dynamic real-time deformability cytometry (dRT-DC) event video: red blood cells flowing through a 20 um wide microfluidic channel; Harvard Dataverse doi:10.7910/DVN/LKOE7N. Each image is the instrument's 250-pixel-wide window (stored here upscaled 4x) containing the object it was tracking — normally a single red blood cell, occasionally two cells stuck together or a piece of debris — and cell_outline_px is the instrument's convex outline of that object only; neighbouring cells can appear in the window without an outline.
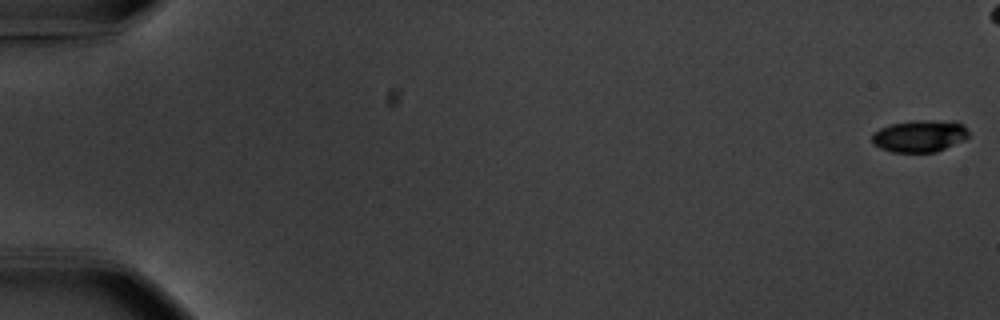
{"species": "common noctule bat (a hibernating species)", "species_latin": "Nyctalus noctula", "temperature_condition": "warm", "stored_images_in_passage": 51, "camera_frame_rate_fps": 3000, "um_per_image_px": 0.085, "animal": {"sex": "male", "body_mass_g": 20.1, "forearm_length_mm": 53.5}, "frame": {"image": 1, "passage_image": 1, "time_ms": 0.0, "image_size_px": [1000, 320], "cell_outline_px": [[968, 136], [964, 140], [936, 152], [892, 152], [880, 148], [872, 144], [872, 132], [880, 128], [892, 124], [912, 120], [956, 120], [964, 124], [968, 132]], "centroid_in_image_um": [78.18, 11.54], "position_along_channel_um": 6.8, "area_um2": 18.32}}
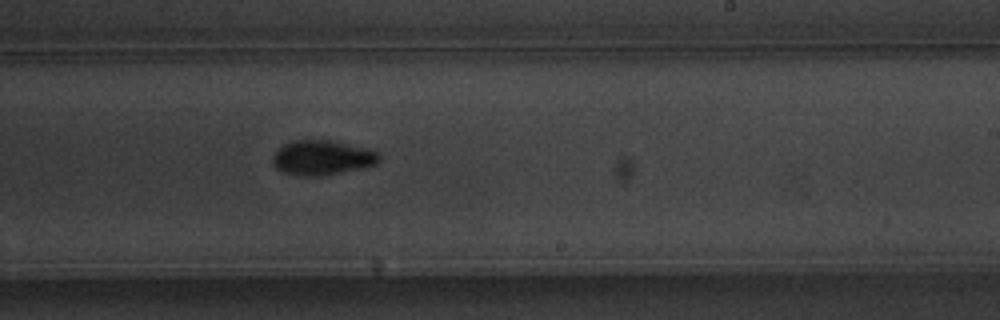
{"frame": {"image": 2, "passage_image": 36, "time_ms": 11.667, "image_size_px": [1000, 320], "cell_outline_px": [[380, 160], [376, 164], [364, 168], [320, 176], [304, 176], [284, 172], [276, 168], [272, 164], [272, 156], [284, 144], [296, 140], [336, 140], [368, 148], [380, 152]], "centroid_in_image_um": [27.44, 13.39], "position_along_channel_um": 261.6, "area_um2": 21.79}}
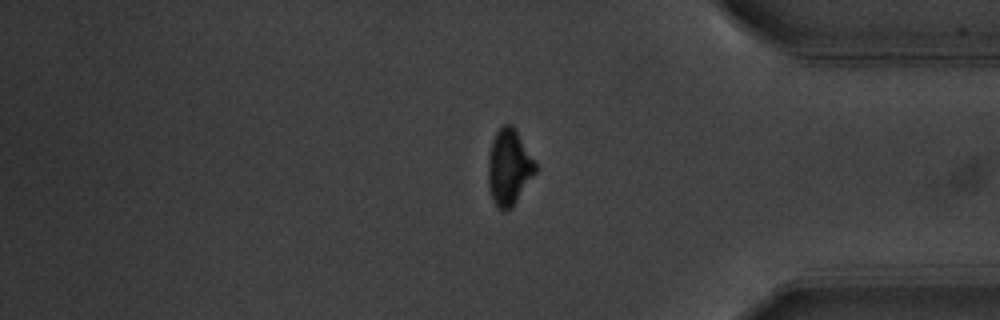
{"frame": {"image": 3, "passage_image": 48, "time_ms": 15.667, "image_size_px": [1000, 320], "cell_outline_px": [[536, 172], [512, 208], [508, 212], [504, 212], [492, 200], [488, 184], [488, 156], [492, 140], [496, 132], [504, 124], [512, 124], [516, 128], [536, 160]], "centroid_in_image_um": [43.28, 14.2], "position_along_channel_um": 391.9, "area_um2": 21.33}}